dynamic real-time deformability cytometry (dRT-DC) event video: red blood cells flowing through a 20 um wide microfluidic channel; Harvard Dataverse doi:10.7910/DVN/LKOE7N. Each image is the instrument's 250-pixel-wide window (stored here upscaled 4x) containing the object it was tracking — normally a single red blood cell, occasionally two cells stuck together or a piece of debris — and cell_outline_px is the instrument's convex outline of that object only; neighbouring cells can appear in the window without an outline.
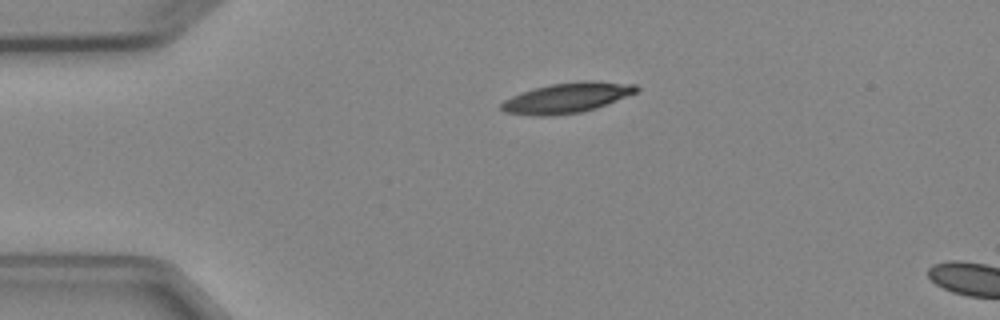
{"species": "Egyptian fruit bat (a non-hibernating species)", "species_latin": "Rousettus aegyptiacus", "temperature_condition": "cold", "stored_images_in_passage": 3, "segment_of_instrument_passage": [1, 2], "camera_frame_rate_fps": 3000, "um_per_image_px": 0.085, "animal": {"sex": "female"}, "frame": {"image": 1, "passage_image": 1, "time_ms": 0.0, "image_size_px": [1000, 320], "cell_outline_px": [[640, 88], [636, 92], [596, 108], [580, 112], [548, 116], [536, 116], [504, 112], [500, 108], [500, 104], [504, 100], [512, 96], [532, 88], [552, 84], [580, 80], [596, 80], [636, 84]], "centroid_in_image_um": [48.18, 8.3], "position_along_channel_um": 36.8, "area_um2": 23.81}}